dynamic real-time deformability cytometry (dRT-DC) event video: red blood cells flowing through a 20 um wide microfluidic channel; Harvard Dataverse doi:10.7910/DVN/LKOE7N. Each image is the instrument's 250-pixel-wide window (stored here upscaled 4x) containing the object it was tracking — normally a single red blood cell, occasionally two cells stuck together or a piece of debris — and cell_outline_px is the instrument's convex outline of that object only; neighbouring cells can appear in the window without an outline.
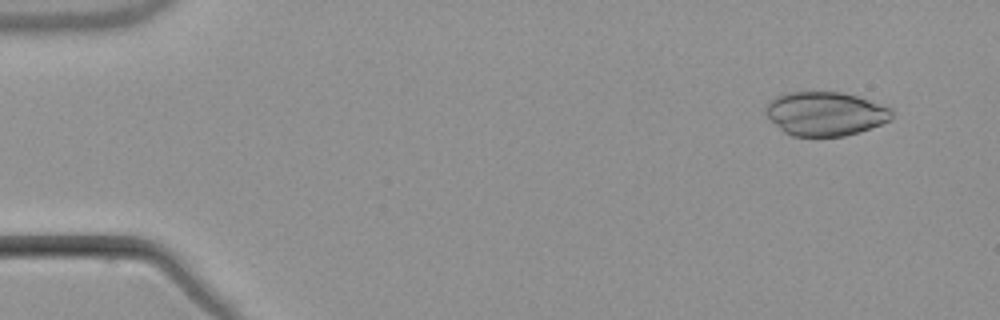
{"species": "common noctule bat (a hibernating species)", "species_latin": "Nyctalus noctula", "temperature_condition": "warm", "stored_images_in_passage": 4, "camera_frame_rate_fps": 3000, "um_per_image_px": 0.085, "animal": {"sex": "male", "body_mass_g": 21.5, "forearm_length_mm": 52.0}, "frame": {"image": 1, "passage_image": 1, "time_ms": 0.0, "image_size_px": [1000, 320], "cell_outline_px": [[892, 120], [872, 128], [860, 132], [844, 136], [792, 136], [784, 132], [764, 112], [764, 104], [768, 100], [784, 92], [844, 92], [892, 108]], "centroid_in_image_um": [70.14, 9.66], "position_along_channel_um": 14.9, "area_um2": 32.54}}